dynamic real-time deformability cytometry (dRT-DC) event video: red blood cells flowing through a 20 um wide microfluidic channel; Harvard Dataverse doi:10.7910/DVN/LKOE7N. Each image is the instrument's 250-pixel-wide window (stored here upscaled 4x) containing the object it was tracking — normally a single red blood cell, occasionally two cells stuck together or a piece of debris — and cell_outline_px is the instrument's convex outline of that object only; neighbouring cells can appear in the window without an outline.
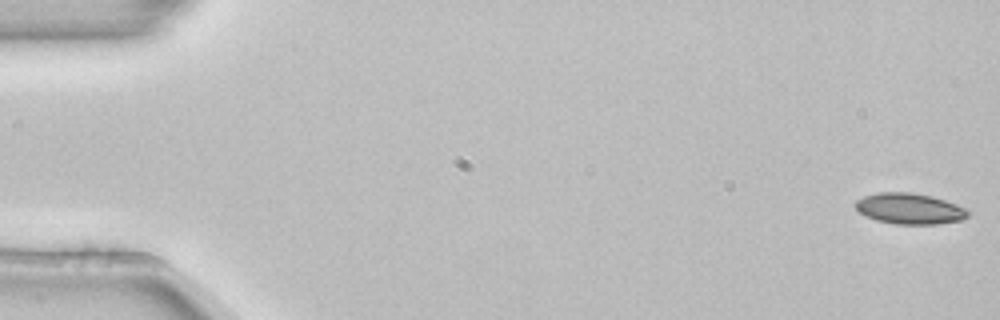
{"species": "common noctule bat (a hibernating species)", "species_latin": "Nyctalus noctula", "temperature_condition": "room temperature", "stored_images_in_passage": 54, "camera_frame_rate_fps": 3000, "um_per_image_px": 0.085, "animal": {"sex": "female", "body_mass_g": 22.7, "forearm_length_mm": 54.2}, "frame": {"image": 1, "passage_image": 1, "time_ms": 0.0, "image_size_px": [1000, 320], "cell_outline_px": [[972, 212], [968, 216], [960, 220], [936, 224], [896, 224], [876, 220], [860, 212], [856, 208], [856, 200], [864, 196], [880, 192], [912, 192], [932, 196], [956, 204]], "centroid_in_image_um": [77.34, 17.73], "position_along_channel_um": 7.7, "area_um2": 20.11}}
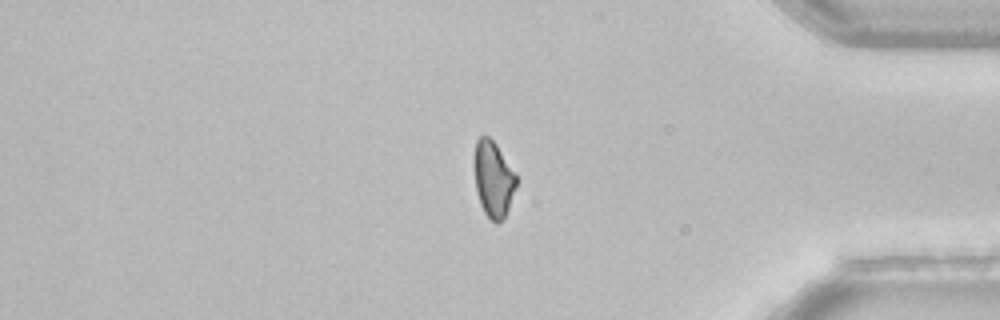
{"frame": {"image": 2, "passage_image": 45, "time_ms": 14.667, "image_size_px": [1000, 320], "cell_outline_px": [[516, 184], [504, 220], [500, 224], [496, 224], [484, 212], [480, 204], [476, 192], [472, 164], [476, 140], [480, 136], [488, 136], [496, 144], [516, 172]], "centroid_in_image_um": [41.9, 15.21], "position_along_channel_um": 393.3, "area_um2": 19.02}}
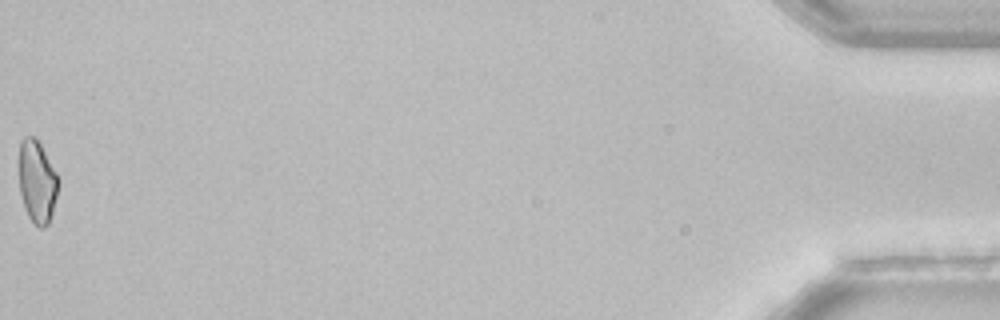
{"frame": {"image": 3, "passage_image": 54, "time_ms": 17.667, "image_size_px": [1000, 320], "cell_outline_px": [[56, 196], [52, 212], [48, 224], [44, 228], [40, 228], [28, 216], [24, 208], [20, 192], [20, 140], [24, 136], [32, 136], [40, 144], [56, 172]], "centroid_in_image_um": [3.13, 15.45], "position_along_channel_um": 432.1, "area_um2": 18.26}, "authors_computed_cell_mechanics": {"area_um2": 20.1722, "velocity_mm_per_s": 3.852, "shape_relaxation_time_tau1_ms": 9.2326, "shape_relaxation_time_tau2_ms": null, "deformation_change_tau1": 0.1478, "deformation_change_tau2": null}}